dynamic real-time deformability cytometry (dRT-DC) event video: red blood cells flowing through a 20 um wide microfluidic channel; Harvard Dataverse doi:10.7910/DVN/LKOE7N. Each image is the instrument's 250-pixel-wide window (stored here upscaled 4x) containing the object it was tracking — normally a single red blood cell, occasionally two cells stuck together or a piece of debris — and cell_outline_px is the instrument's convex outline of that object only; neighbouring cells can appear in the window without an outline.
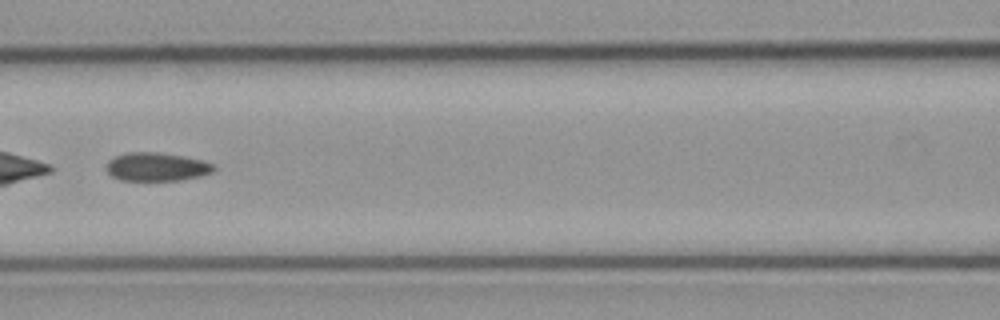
{"species": "common noctule bat (a hibernating species)", "species_latin": "Nyctalus noctula", "temperature_condition": "cold", "stored_images_in_passage": 46, "camera_frame_rate_fps": 3000, "um_per_image_px": 0.085, "animal": {"sex": "male", "body_mass_g": 23.1, "forearm_length_mm": 52.7}, "frame": {"image": 1, "passage_image": 21, "time_ms": 6.667, "image_size_px": [1000, 320], "cell_outline_px": [[216, 168], [212, 172], [200, 176], [180, 180], [120, 180], [112, 176], [104, 168], [108, 160], [116, 156], [128, 152], [160, 152], [184, 156], [216, 164]], "centroid_in_image_um": [13.31, 14.17], "position_along_channel_um": 153.3, "area_um2": 17.92}}
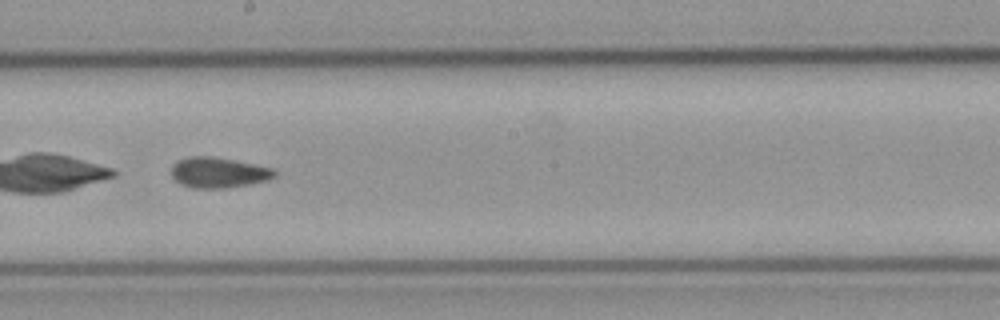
{"frame": {"image": 2, "passage_image": 27, "time_ms": 8.667, "image_size_px": [1000, 320], "cell_outline_px": [[276, 176], [268, 180], [248, 184], [224, 188], [192, 188], [180, 184], [172, 176], [172, 164], [176, 160], [188, 156], [212, 156], [272, 168], [276, 172]], "centroid_in_image_um": [18.52, 14.66], "position_along_channel_um": 229.7, "area_um2": 18.26}}
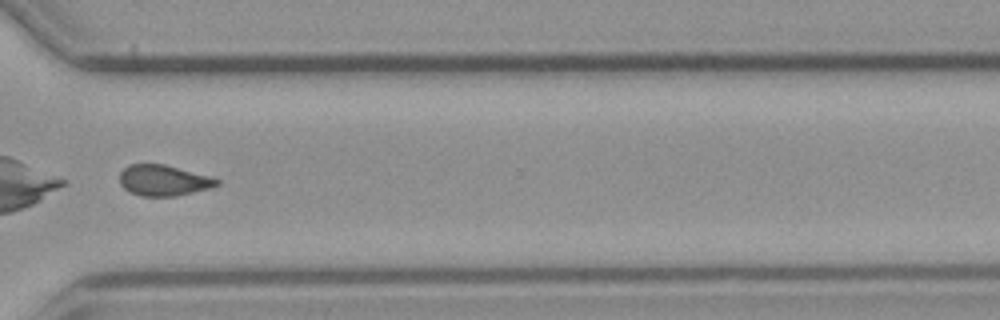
{"frame": {"image": 3, "passage_image": 37, "time_ms": 12.0, "image_size_px": [1000, 320], "cell_outline_px": [[220, 184], [212, 188], [176, 196], [140, 196], [124, 188], [120, 184], [120, 172], [128, 164], [164, 164], [212, 176], [220, 180]], "centroid_in_image_um": [13.94, 15.33], "position_along_channel_um": 356.7, "area_um2": 17.63}, "authors_computed_cell_mechanics": {"area_um2": 18.207, "velocity_mm_per_s": 3.8211, "shape_relaxation_time_tau1_ms": null, "shape_relaxation_time_tau2_ms": 2.7493, "deformation_change_tau1": null, "deformation_change_tau2": 0.0797}}